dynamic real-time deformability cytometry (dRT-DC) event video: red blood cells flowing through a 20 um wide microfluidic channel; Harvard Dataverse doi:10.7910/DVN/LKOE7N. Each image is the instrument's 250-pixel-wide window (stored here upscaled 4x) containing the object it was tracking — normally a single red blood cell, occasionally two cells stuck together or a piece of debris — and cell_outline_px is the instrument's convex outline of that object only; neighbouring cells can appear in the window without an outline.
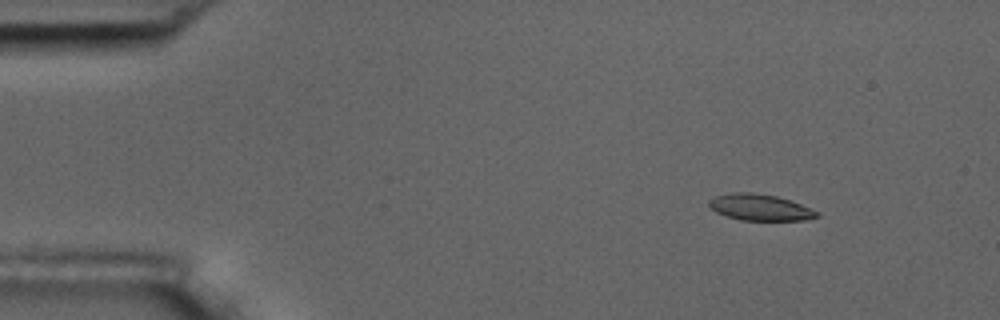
{"species": "common noctule bat (a hibernating species)", "species_latin": "Nyctalus noctula", "temperature_condition": "room temperature", "stored_images_in_passage": 5, "camera_frame_rate_fps": 3000, "um_per_image_px": 0.085, "animal": {"sex": "male", "body_mass_g": 17.5, "forearm_length_mm": 52.3}, "frame": {"image": 1, "passage_image": 2, "time_ms": 1.333, "image_size_px": [1000, 320], "cell_outline_px": [[820, 216], [804, 220], [740, 220], [716, 212], [708, 204], [708, 200], [716, 196], [732, 192], [752, 192], [776, 196], [800, 204], [820, 212]], "centroid_in_image_um": [64.6, 17.62], "position_along_channel_um": 20.4, "area_um2": 16.42}}
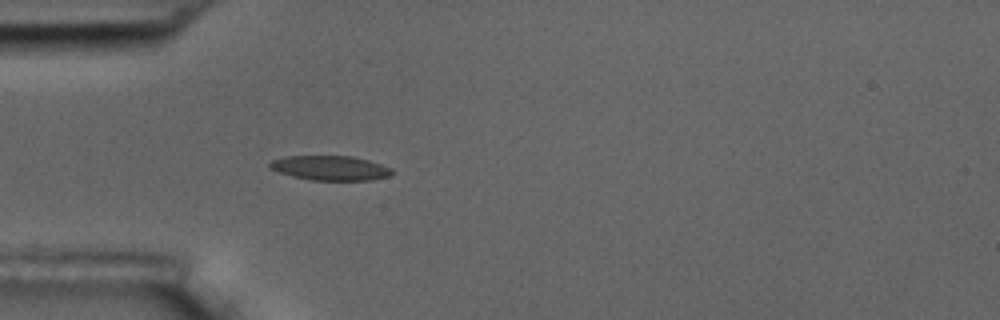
{"frame": {"image": 2, "passage_image": 5, "time_ms": 4.667, "image_size_px": [1000, 320], "cell_outline_px": [[396, 172], [388, 176], [368, 180], [312, 180], [292, 176], [268, 168], [268, 164], [272, 160], [284, 156], [352, 156], [368, 160], [392, 168]], "centroid_in_image_um": [28.07, 14.27], "position_along_channel_um": 56.9, "area_um2": 17.51}}